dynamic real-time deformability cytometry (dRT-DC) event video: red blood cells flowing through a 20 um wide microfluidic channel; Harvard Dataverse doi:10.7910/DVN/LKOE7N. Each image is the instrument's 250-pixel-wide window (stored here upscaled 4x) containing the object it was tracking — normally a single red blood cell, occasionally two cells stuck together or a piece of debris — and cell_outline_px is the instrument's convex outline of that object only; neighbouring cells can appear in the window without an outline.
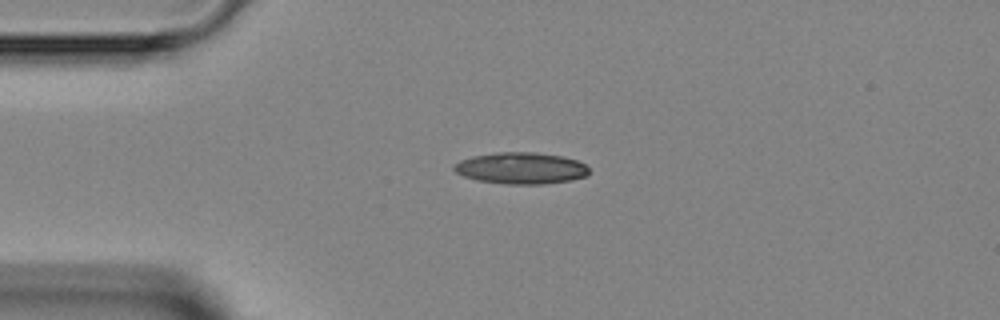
{"species": "Egyptian fruit bat (a non-hibernating species)", "species_latin": "Rousettus aegyptiacus", "temperature_condition": "room temperature", "stored_images_in_passage": 5, "camera_frame_rate_fps": 3000, "um_per_image_px": 0.085, "animal": {"sex": "female"}, "frame": {"image": 1, "passage_image": 1, "time_ms": 0.0, "image_size_px": [1000, 320], "cell_outline_px": [[588, 172], [584, 176], [572, 180], [540, 184], [508, 184], [476, 180], [464, 176], [456, 172], [452, 168], [460, 160], [472, 156], [496, 152], [536, 152], [564, 156], [576, 160], [584, 164], [588, 168]], "centroid_in_image_um": [44.27, 14.28], "position_along_channel_um": 40.7, "area_um2": 24.74}}
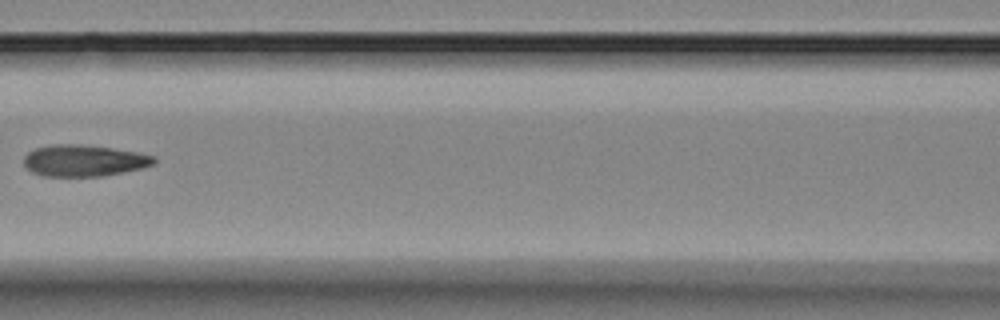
{"frame": {"image": 2, "passage_image": 4, "time_ms": 3.333, "image_size_px": [1000, 320], "cell_outline_px": [[156, 164], [144, 168], [104, 176], [44, 176], [32, 172], [24, 164], [24, 156], [28, 152], [36, 148], [52, 144], [80, 144], [112, 148], [136, 152], [156, 156]], "centroid_in_image_um": [7.17, 13.65], "position_along_channel_um": 159.4, "area_um2": 24.04}}
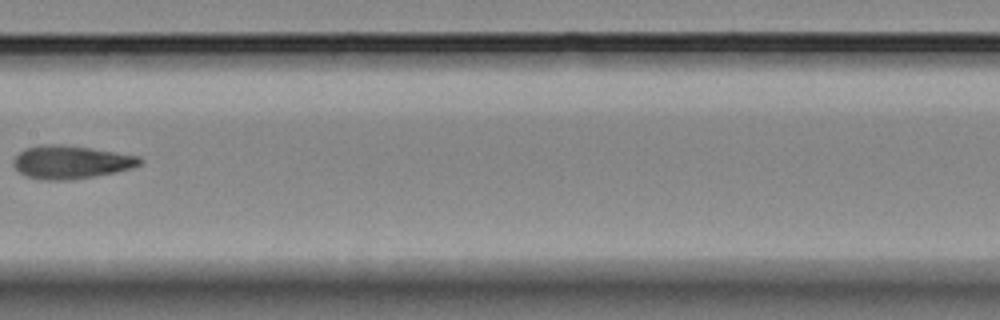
{"frame": {"image": 3, "passage_image": 5, "time_ms": 4.333, "image_size_px": [1000, 320], "cell_outline_px": [[144, 160], [140, 164], [132, 168], [116, 172], [96, 176], [72, 180], [40, 180], [24, 176], [12, 164], [12, 160], [24, 148], [40, 144], [56, 144], [88, 148], [140, 156]], "centroid_in_image_um": [6.0, 13.79], "position_along_channel_um": 201.4, "area_um2": 24.57}}